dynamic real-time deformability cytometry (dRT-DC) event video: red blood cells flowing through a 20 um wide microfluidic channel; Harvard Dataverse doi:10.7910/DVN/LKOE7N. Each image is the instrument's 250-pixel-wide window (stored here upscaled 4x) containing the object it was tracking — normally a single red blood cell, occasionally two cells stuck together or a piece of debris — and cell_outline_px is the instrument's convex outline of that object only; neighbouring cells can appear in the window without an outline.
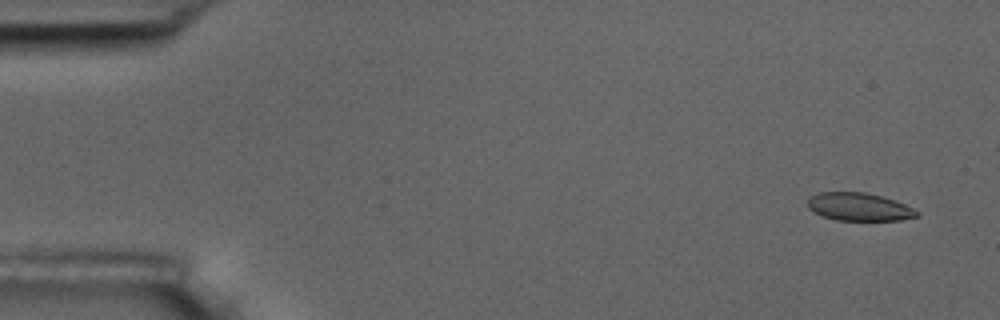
{"species": "common noctule bat (a hibernating species)", "species_latin": "Nyctalus noctula", "temperature_condition": "room temperature", "stored_images_in_passage": 5, "camera_frame_rate_fps": 3000, "um_per_image_px": 0.085, "animal": {"sex": "male", "body_mass_g": 17.5, "forearm_length_mm": 52.3}, "frame": {"image": 1, "passage_image": 1, "time_ms": 0.0, "image_size_px": [1000, 320], "cell_outline_px": [[920, 216], [900, 220], [836, 220], [812, 212], [808, 208], [808, 200], [812, 196], [820, 192], [864, 192], [896, 200], [920, 212]], "centroid_in_image_um": [73.04, 17.59], "position_along_channel_um": 12.0, "area_um2": 17.74}}
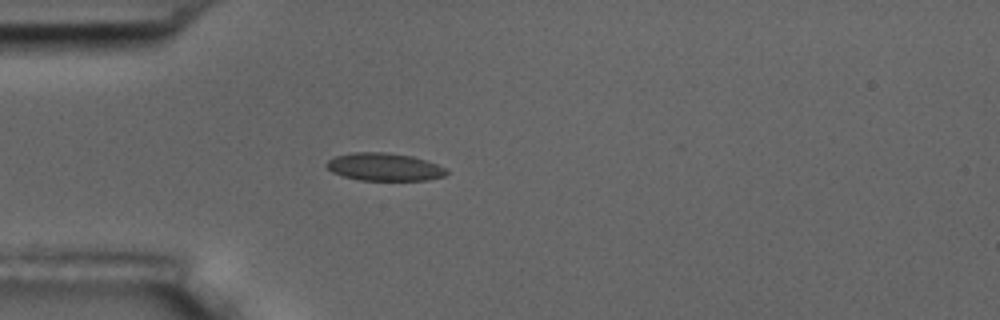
{"frame": {"image": 2, "passage_image": 4, "time_ms": 4.333, "image_size_px": [1000, 320], "cell_outline_px": [[448, 172], [444, 176], [428, 180], [360, 180], [344, 176], [332, 172], [324, 164], [328, 160], [336, 156], [352, 152], [384, 152], [412, 156], [448, 168]], "centroid_in_image_um": [32.67, 14.19], "position_along_channel_um": 52.3, "area_um2": 19.36}}